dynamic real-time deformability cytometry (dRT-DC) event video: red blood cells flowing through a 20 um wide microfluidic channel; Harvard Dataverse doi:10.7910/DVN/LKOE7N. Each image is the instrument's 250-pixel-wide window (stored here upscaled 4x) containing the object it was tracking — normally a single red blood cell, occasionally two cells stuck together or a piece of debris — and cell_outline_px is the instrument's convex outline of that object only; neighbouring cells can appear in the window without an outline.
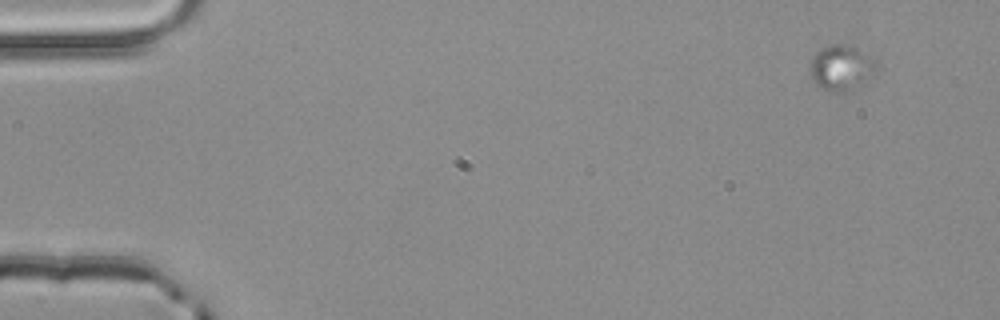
{"species": "common noctule bat (a hibernating species)", "species_latin": "Nyctalus noctula", "temperature_condition": "room temperature", "stored_images_in_passage": 3, "camera_frame_rate_fps": 3000, "um_per_image_px": 0.085, "animal": {"sex": "male", "body_mass_g": 20.4}, "frame": {"image": 1, "passage_image": 1, "time_ms": 0.0, "image_size_px": [1000, 320], "cell_outline_px": [[880, 64], [876, 72], [848, 92], [836, 92], [824, 88], [816, 84], [812, 80], [808, 72], [812, 56], [820, 48], [828, 44], [852, 44], [876, 60]], "centroid_in_image_um": [71.51, 5.71], "position_along_channel_um": 13.5, "area_um2": 17.92}}
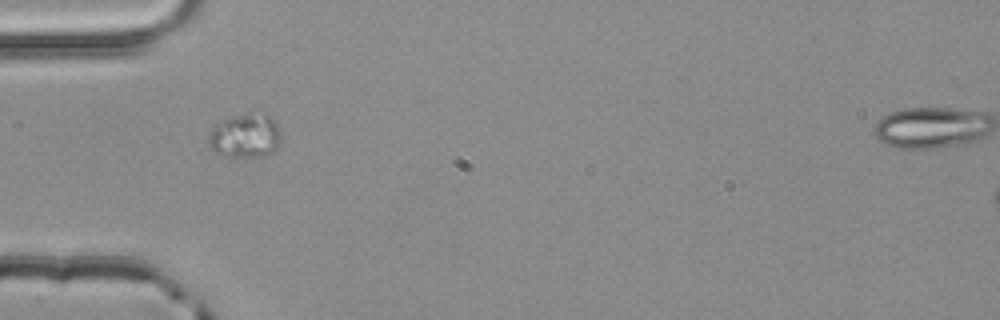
{"frame": {"image": 2, "passage_image": 3, "time_ms": 0.667, "image_size_px": [1000, 320], "cell_outline_px": [[280, 140], [276, 148], [272, 152], [260, 156], [228, 156], [216, 152], [208, 144], [208, 136], [216, 120], [248, 112], [264, 112], [276, 120], [280, 132]], "centroid_in_image_um": [20.83, 11.47], "position_along_channel_um": 64.2, "area_um2": 18.96}}